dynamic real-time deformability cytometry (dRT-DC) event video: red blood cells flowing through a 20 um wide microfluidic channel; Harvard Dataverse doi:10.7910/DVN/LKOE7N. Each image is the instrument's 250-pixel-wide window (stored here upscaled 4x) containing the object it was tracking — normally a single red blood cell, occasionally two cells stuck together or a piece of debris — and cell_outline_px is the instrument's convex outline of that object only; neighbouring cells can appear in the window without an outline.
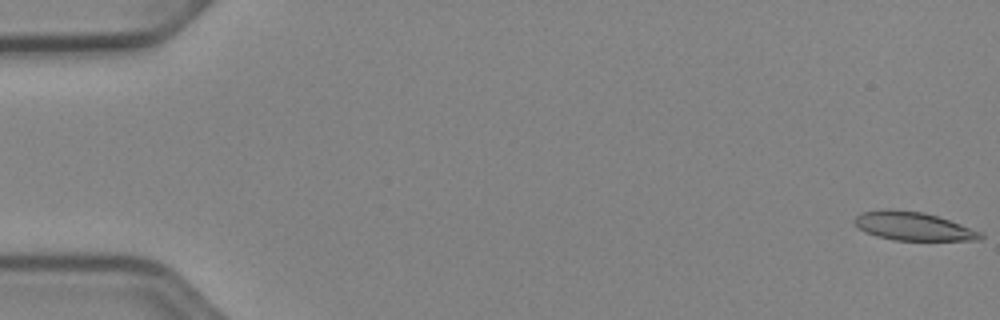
{"species": "Egyptian fruit bat (a non-hibernating species)", "species_latin": "Rousettus aegyptiacus", "temperature_condition": "cold", "stored_images_in_passage": 53, "camera_frame_rate_fps": 3000, "um_per_image_px": 0.085, "animal": {"sex": "female"}, "frame": {"image": 1, "passage_image": 1, "time_ms": 0.0, "image_size_px": [1000, 320], "cell_outline_px": [[984, 236], [980, 240], [896, 240], [876, 236], [864, 232], [852, 220], [860, 212], [888, 208], [924, 212], [984, 232]], "centroid_in_image_um": [77.61, 19.22], "position_along_channel_um": 7.4, "area_um2": 20.98}}
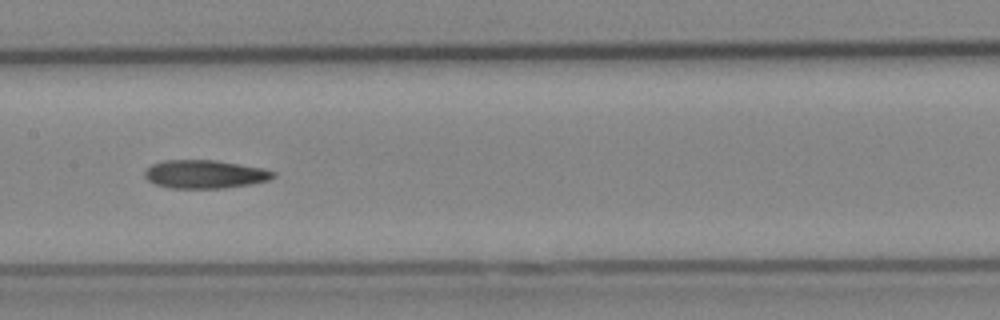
{"frame": {"image": 2, "passage_image": 27, "time_ms": 8.667, "image_size_px": [1000, 320], "cell_outline_px": [[276, 176], [268, 180], [252, 184], [224, 188], [168, 188], [156, 184], [148, 180], [144, 176], [144, 172], [152, 164], [164, 160], [216, 160], [264, 168], [276, 172]], "centroid_in_image_um": [17.44, 14.8], "position_along_channel_um": 190.0, "area_um2": 21.33}}
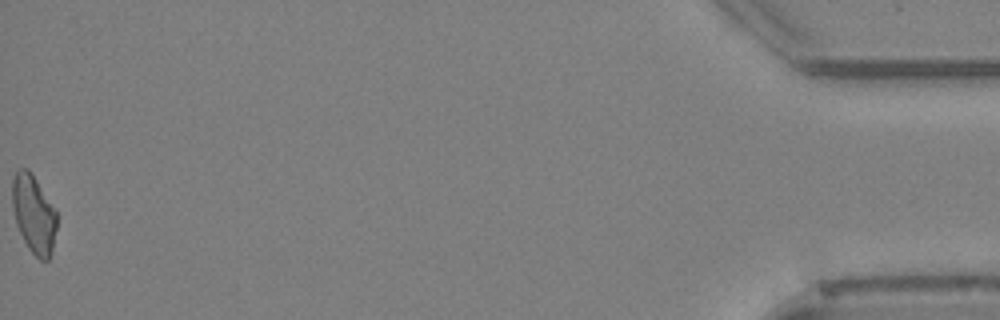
{"frame": {"image": 3, "passage_image": 53, "time_ms": 17.333, "image_size_px": [1000, 320], "cell_outline_px": [[56, 228], [52, 248], [48, 260], [40, 260], [28, 248], [16, 224], [12, 204], [12, 176], [20, 168], [28, 168], [32, 172], [56, 212]], "centroid_in_image_um": [2.84, 18.16], "position_along_channel_um": 432.4, "area_um2": 20.06}, "authors_computed_cell_mechanics": {"area_um2": 21.097, "velocity_mm_per_s": 3.9375, "shape_relaxation_time_tau1_ms": null, "shape_relaxation_time_tau2_ms": 7.0277, "deformation_change_tau1": null, "deformation_change_tau2": 0.1722}}